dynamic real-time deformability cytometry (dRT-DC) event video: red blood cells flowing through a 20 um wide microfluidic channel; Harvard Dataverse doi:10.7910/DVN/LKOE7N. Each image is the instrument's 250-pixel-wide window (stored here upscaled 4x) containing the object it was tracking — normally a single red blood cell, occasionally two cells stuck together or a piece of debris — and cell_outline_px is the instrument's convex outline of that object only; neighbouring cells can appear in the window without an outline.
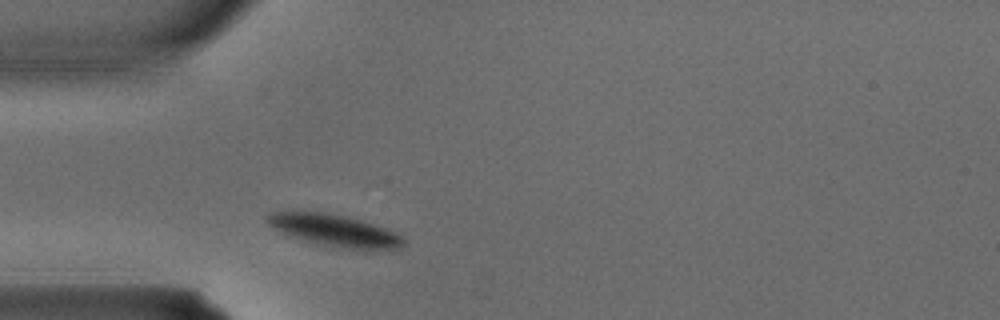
{"species": "common noctule bat (a hibernating species)", "species_latin": "Nyctalus noctula", "temperature_condition": "warm", "stored_images_in_passage": 1, "camera_frame_rate_fps": 3000, "um_per_image_px": 0.085, "animal": {"sex": "male", "body_mass_g": 15.6}, "frame": {"image": 1, "passage_image": 1, "time_ms": 0.0, "image_size_px": [1000, 320], "cell_outline_px": [[404, 244], [392, 248], [352, 248], [324, 244], [304, 240], [288, 236], [272, 228], [268, 224], [264, 216], [272, 212], [324, 212], [344, 216], [360, 220], [384, 228], [400, 236], [404, 240]], "centroid_in_image_um": [28.3, 19.55], "position_along_channel_um": 56.7, "area_um2": 24.28}}